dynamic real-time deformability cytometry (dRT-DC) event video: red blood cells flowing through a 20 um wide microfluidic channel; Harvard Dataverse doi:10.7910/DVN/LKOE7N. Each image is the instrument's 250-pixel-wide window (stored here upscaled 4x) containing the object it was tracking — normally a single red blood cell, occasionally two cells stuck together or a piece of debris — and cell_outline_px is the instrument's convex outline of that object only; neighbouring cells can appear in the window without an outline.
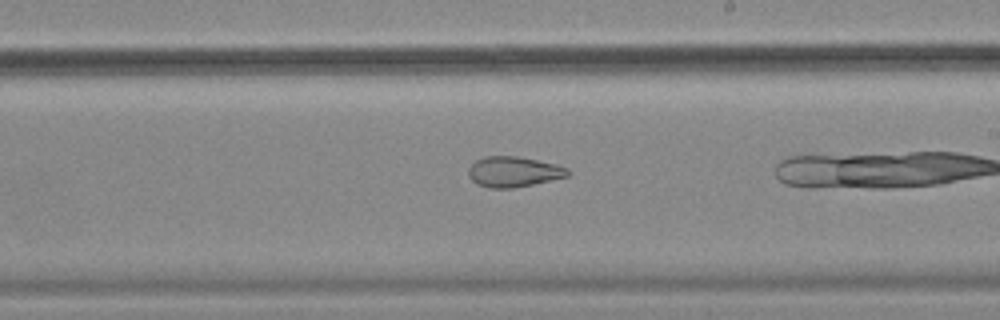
{"species": "common noctule bat (a hibernating species)", "species_latin": "Nyctalus noctula", "temperature_condition": "cold", "stored_images_in_passage": 41, "camera_frame_rate_fps": 3000, "um_per_image_px": 0.085, "animal": {"sex": "female", "body_mass_g": 18.4}, "frame": {"image": 1, "passage_image": 30, "time_ms": 9.667, "image_size_px": [1000, 320], "cell_outline_px": [[572, 172], [568, 176], [532, 184], [512, 188], [488, 188], [476, 184], [468, 176], [468, 168], [476, 160], [484, 156], [516, 156], [556, 164], [568, 168]], "centroid_in_image_um": [43.64, 14.6], "position_along_channel_um": 245.4, "area_um2": 17.63}}